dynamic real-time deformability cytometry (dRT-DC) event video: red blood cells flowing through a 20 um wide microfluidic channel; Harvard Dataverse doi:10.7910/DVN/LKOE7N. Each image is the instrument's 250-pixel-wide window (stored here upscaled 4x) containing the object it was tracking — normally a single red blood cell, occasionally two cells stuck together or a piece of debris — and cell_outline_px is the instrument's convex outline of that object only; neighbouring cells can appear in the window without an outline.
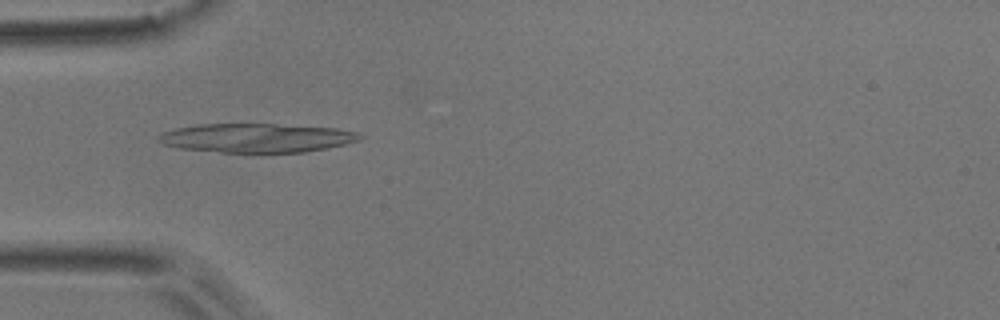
{"species": "common noctule bat (a hibernating species)", "species_latin": "Nyctalus noctula", "temperature_condition": "room temperature", "stored_images_in_passage": 7, "camera_frame_rate_fps": 3000, "um_per_image_px": 0.085, "animal": {"sex": "male", "body_mass_g": 17.9}, "frame": {"image": 1, "passage_image": 5, "time_ms": 1.333, "image_size_px": [1000, 320], "cell_outline_px": [[364, 136], [360, 140], [328, 148], [304, 152], [220, 152], [180, 148], [164, 144], [156, 140], [164, 132], [176, 128], [196, 124], [276, 124], [336, 128], [356, 132]], "centroid_in_image_um": [21.83, 11.72], "position_along_channel_um": 63.2, "area_um2": 33.81}}
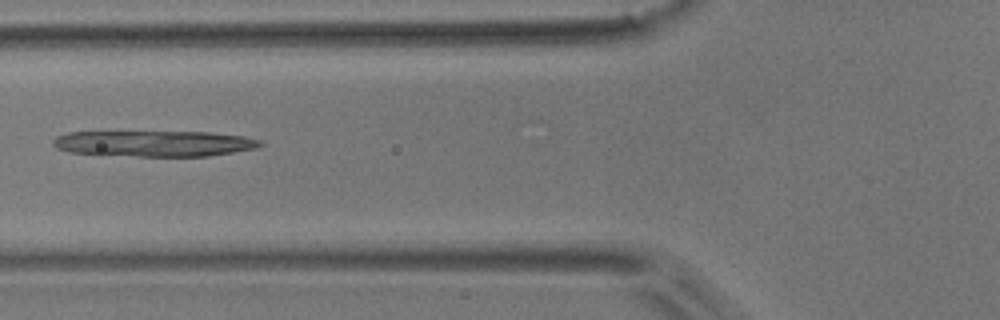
{"frame": {"image": 2, "passage_image": 6, "time_ms": 1.667, "image_size_px": [1000, 320], "cell_outline_px": [[264, 144], [256, 148], [208, 156], [136, 156], [68, 152], [56, 148], [52, 144], [52, 140], [56, 136], [68, 132], [208, 132], [244, 136], [260, 140]], "centroid_in_image_um": [13.09, 12.19], "position_along_channel_um": 112.7, "area_um2": 31.15}}
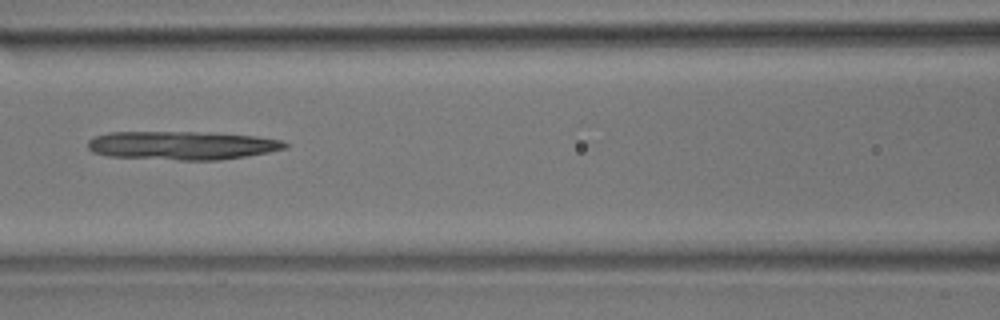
{"frame": {"image": 3, "passage_image": 7, "time_ms": 2.0, "image_size_px": [1000, 320], "cell_outline_px": [[288, 148], [268, 152], [244, 156], [216, 160], [180, 160], [108, 156], [92, 152], [88, 148], [88, 140], [92, 136], [108, 132], [196, 132], [256, 136], [280, 140], [288, 144]], "centroid_in_image_um": [15.41, 12.36], "position_along_channel_um": 151.2, "area_um2": 32.66}}